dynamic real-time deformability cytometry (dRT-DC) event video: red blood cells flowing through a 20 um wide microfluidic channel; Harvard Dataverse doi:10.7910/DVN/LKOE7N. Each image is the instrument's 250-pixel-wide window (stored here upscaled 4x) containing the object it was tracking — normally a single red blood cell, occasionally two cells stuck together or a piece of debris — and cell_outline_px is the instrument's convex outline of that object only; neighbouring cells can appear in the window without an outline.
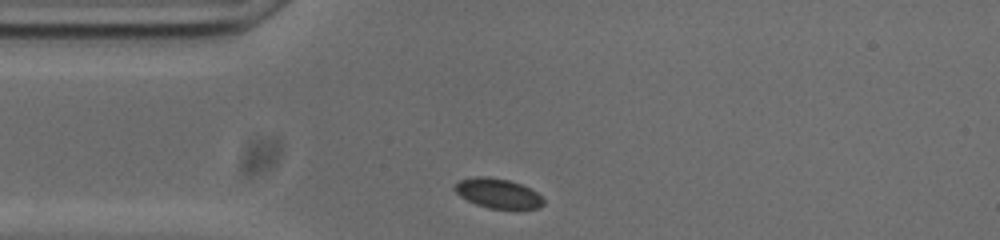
{"species": "common noctule bat (a hibernating species)", "species_latin": "Nyctalus noctula", "temperature_condition": "cold", "stored_images_in_passage": 31, "camera_frame_rate_fps": 3000, "um_per_image_px": 0.085, "animal": {"sex": "male", "body_mass_g": 20.0, "forearm_length_mm": 53.3}, "frame": {"image": 1, "passage_image": 1, "time_ms": 0.0, "image_size_px": [1000, 240], "cell_outline_px": [[544, 204], [540, 208], [488, 208], [476, 204], [460, 196], [452, 188], [460, 180], [476, 176], [488, 176], [508, 180], [520, 184], [536, 192], [544, 200]], "centroid_in_image_um": [42.3, 16.42], "position_along_channel_um": 42.7, "area_um2": 15.14}}
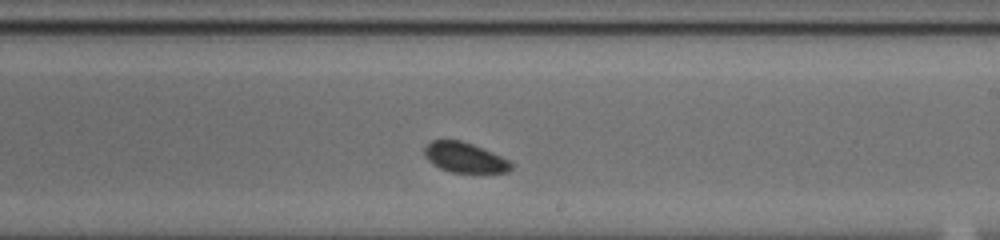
{"frame": {"image": 2, "passage_image": 19, "time_ms": 6.0, "image_size_px": [1000, 240], "cell_outline_px": [[512, 168], [508, 172], [452, 172], [440, 168], [432, 164], [424, 156], [424, 148], [432, 140], [460, 140], [472, 144], [492, 152], [508, 160], [512, 164]], "centroid_in_image_um": [39.47, 13.39], "position_along_channel_um": 249.5, "area_um2": 15.03}}
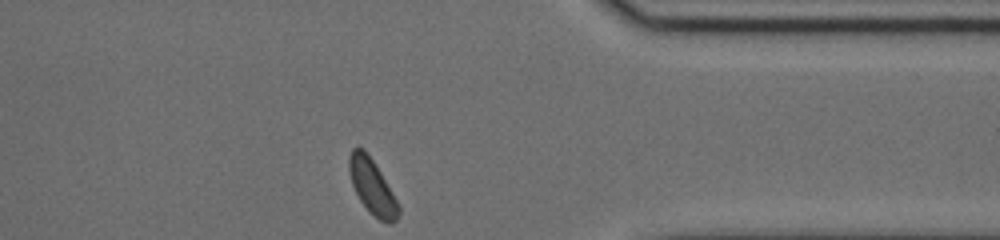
{"frame": {"image": 3, "passage_image": 31, "time_ms": 10.0, "image_size_px": [1000, 240], "cell_outline_px": [[400, 212], [396, 220], [392, 224], [388, 224], [380, 220], [368, 212], [360, 200], [352, 184], [348, 168], [348, 156], [352, 148], [364, 148], [380, 172], [392, 192], [400, 208]], "centroid_in_image_um": [31.62, 15.89], "position_along_channel_um": 379.8, "area_um2": 15.72}}